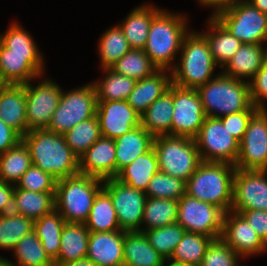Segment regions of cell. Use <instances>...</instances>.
Instances as JSON below:
<instances>
[{
    "label": "cell",
    "instance_id": "9c48e42d",
    "mask_svg": "<svg viewBox=\"0 0 267 266\" xmlns=\"http://www.w3.org/2000/svg\"><path fill=\"white\" fill-rule=\"evenodd\" d=\"M97 94L93 82L64 90L46 130L64 135L79 122L96 115Z\"/></svg>",
    "mask_w": 267,
    "mask_h": 266
},
{
    "label": "cell",
    "instance_id": "7c38bea8",
    "mask_svg": "<svg viewBox=\"0 0 267 266\" xmlns=\"http://www.w3.org/2000/svg\"><path fill=\"white\" fill-rule=\"evenodd\" d=\"M225 212L217 206L200 201L188 194L178 200L179 223L186 232L219 239L222 234Z\"/></svg>",
    "mask_w": 267,
    "mask_h": 266
},
{
    "label": "cell",
    "instance_id": "83f0119b",
    "mask_svg": "<svg viewBox=\"0 0 267 266\" xmlns=\"http://www.w3.org/2000/svg\"><path fill=\"white\" fill-rule=\"evenodd\" d=\"M123 255L124 266H164L165 262L142 231H125Z\"/></svg>",
    "mask_w": 267,
    "mask_h": 266
},
{
    "label": "cell",
    "instance_id": "4fadbf2b",
    "mask_svg": "<svg viewBox=\"0 0 267 266\" xmlns=\"http://www.w3.org/2000/svg\"><path fill=\"white\" fill-rule=\"evenodd\" d=\"M194 140L202 161L236 164L239 142L219 118L206 117Z\"/></svg>",
    "mask_w": 267,
    "mask_h": 266
},
{
    "label": "cell",
    "instance_id": "94428289",
    "mask_svg": "<svg viewBox=\"0 0 267 266\" xmlns=\"http://www.w3.org/2000/svg\"><path fill=\"white\" fill-rule=\"evenodd\" d=\"M250 0H227V6L232 5L239 2H249Z\"/></svg>",
    "mask_w": 267,
    "mask_h": 266
},
{
    "label": "cell",
    "instance_id": "ab89813d",
    "mask_svg": "<svg viewBox=\"0 0 267 266\" xmlns=\"http://www.w3.org/2000/svg\"><path fill=\"white\" fill-rule=\"evenodd\" d=\"M34 229V221L8 212L0 215V250L12 251L23 236Z\"/></svg>",
    "mask_w": 267,
    "mask_h": 266
},
{
    "label": "cell",
    "instance_id": "c3c4849f",
    "mask_svg": "<svg viewBox=\"0 0 267 266\" xmlns=\"http://www.w3.org/2000/svg\"><path fill=\"white\" fill-rule=\"evenodd\" d=\"M257 110H244L224 115L219 119L230 134L240 143L247 129L249 120Z\"/></svg>",
    "mask_w": 267,
    "mask_h": 266
},
{
    "label": "cell",
    "instance_id": "9a60e30c",
    "mask_svg": "<svg viewBox=\"0 0 267 266\" xmlns=\"http://www.w3.org/2000/svg\"><path fill=\"white\" fill-rule=\"evenodd\" d=\"M103 189L110 195L116 210L119 227L123 231H141L145 191L127 186L115 178L103 181Z\"/></svg>",
    "mask_w": 267,
    "mask_h": 266
},
{
    "label": "cell",
    "instance_id": "8d00e7d4",
    "mask_svg": "<svg viewBox=\"0 0 267 266\" xmlns=\"http://www.w3.org/2000/svg\"><path fill=\"white\" fill-rule=\"evenodd\" d=\"M65 224L66 221L56 210L34 221L33 231L53 261L59 255L60 238Z\"/></svg>",
    "mask_w": 267,
    "mask_h": 266
},
{
    "label": "cell",
    "instance_id": "60d3db41",
    "mask_svg": "<svg viewBox=\"0 0 267 266\" xmlns=\"http://www.w3.org/2000/svg\"><path fill=\"white\" fill-rule=\"evenodd\" d=\"M214 239L202 234L185 232L169 260L200 266L207 247Z\"/></svg>",
    "mask_w": 267,
    "mask_h": 266
},
{
    "label": "cell",
    "instance_id": "f1b7e54d",
    "mask_svg": "<svg viewBox=\"0 0 267 266\" xmlns=\"http://www.w3.org/2000/svg\"><path fill=\"white\" fill-rule=\"evenodd\" d=\"M55 210V192H32L15 186L11 212L35 221Z\"/></svg>",
    "mask_w": 267,
    "mask_h": 266
},
{
    "label": "cell",
    "instance_id": "6f0895ef",
    "mask_svg": "<svg viewBox=\"0 0 267 266\" xmlns=\"http://www.w3.org/2000/svg\"><path fill=\"white\" fill-rule=\"evenodd\" d=\"M164 266H193V265L185 264V263H178V262H174L168 259V260H165Z\"/></svg>",
    "mask_w": 267,
    "mask_h": 266
},
{
    "label": "cell",
    "instance_id": "52a82bcc",
    "mask_svg": "<svg viewBox=\"0 0 267 266\" xmlns=\"http://www.w3.org/2000/svg\"><path fill=\"white\" fill-rule=\"evenodd\" d=\"M102 188L103 180L88 175L59 179L55 189V210L66 223L84 224L94 198Z\"/></svg>",
    "mask_w": 267,
    "mask_h": 266
},
{
    "label": "cell",
    "instance_id": "5bb4252c",
    "mask_svg": "<svg viewBox=\"0 0 267 266\" xmlns=\"http://www.w3.org/2000/svg\"><path fill=\"white\" fill-rule=\"evenodd\" d=\"M236 169L267 170V109H258L249 120L242 141Z\"/></svg>",
    "mask_w": 267,
    "mask_h": 266
},
{
    "label": "cell",
    "instance_id": "9f6ffc18",
    "mask_svg": "<svg viewBox=\"0 0 267 266\" xmlns=\"http://www.w3.org/2000/svg\"><path fill=\"white\" fill-rule=\"evenodd\" d=\"M252 5H254L259 11L267 14V0H250Z\"/></svg>",
    "mask_w": 267,
    "mask_h": 266
},
{
    "label": "cell",
    "instance_id": "8fae6325",
    "mask_svg": "<svg viewBox=\"0 0 267 266\" xmlns=\"http://www.w3.org/2000/svg\"><path fill=\"white\" fill-rule=\"evenodd\" d=\"M45 75L23 84L26 93L27 133L32 130L47 129L60 101L63 88L54 79L52 80V77ZM34 81L38 84H34Z\"/></svg>",
    "mask_w": 267,
    "mask_h": 266
},
{
    "label": "cell",
    "instance_id": "4316f807",
    "mask_svg": "<svg viewBox=\"0 0 267 266\" xmlns=\"http://www.w3.org/2000/svg\"><path fill=\"white\" fill-rule=\"evenodd\" d=\"M173 116V83L140 116V125L154 138L171 135Z\"/></svg>",
    "mask_w": 267,
    "mask_h": 266
},
{
    "label": "cell",
    "instance_id": "6da1fadb",
    "mask_svg": "<svg viewBox=\"0 0 267 266\" xmlns=\"http://www.w3.org/2000/svg\"><path fill=\"white\" fill-rule=\"evenodd\" d=\"M17 21L0 33V72L9 84L23 85L46 74V64L34 36Z\"/></svg>",
    "mask_w": 267,
    "mask_h": 266
},
{
    "label": "cell",
    "instance_id": "f546056e",
    "mask_svg": "<svg viewBox=\"0 0 267 266\" xmlns=\"http://www.w3.org/2000/svg\"><path fill=\"white\" fill-rule=\"evenodd\" d=\"M154 137L141 125L114 140L116 146L117 174L140 155L153 147Z\"/></svg>",
    "mask_w": 267,
    "mask_h": 266
},
{
    "label": "cell",
    "instance_id": "8992f818",
    "mask_svg": "<svg viewBox=\"0 0 267 266\" xmlns=\"http://www.w3.org/2000/svg\"><path fill=\"white\" fill-rule=\"evenodd\" d=\"M235 171L230 163L202 161L186 181V194L227 213L232 209Z\"/></svg>",
    "mask_w": 267,
    "mask_h": 266
},
{
    "label": "cell",
    "instance_id": "816d5d0a",
    "mask_svg": "<svg viewBox=\"0 0 267 266\" xmlns=\"http://www.w3.org/2000/svg\"><path fill=\"white\" fill-rule=\"evenodd\" d=\"M22 137L0 119V154L14 147Z\"/></svg>",
    "mask_w": 267,
    "mask_h": 266
},
{
    "label": "cell",
    "instance_id": "7dc6e473",
    "mask_svg": "<svg viewBox=\"0 0 267 266\" xmlns=\"http://www.w3.org/2000/svg\"><path fill=\"white\" fill-rule=\"evenodd\" d=\"M56 182L50 173L31 165L15 186L32 192H55Z\"/></svg>",
    "mask_w": 267,
    "mask_h": 266
},
{
    "label": "cell",
    "instance_id": "b9f144b4",
    "mask_svg": "<svg viewBox=\"0 0 267 266\" xmlns=\"http://www.w3.org/2000/svg\"><path fill=\"white\" fill-rule=\"evenodd\" d=\"M101 129L97 116L79 122L64 134L66 143L80 158L100 137Z\"/></svg>",
    "mask_w": 267,
    "mask_h": 266
},
{
    "label": "cell",
    "instance_id": "680465c9",
    "mask_svg": "<svg viewBox=\"0 0 267 266\" xmlns=\"http://www.w3.org/2000/svg\"><path fill=\"white\" fill-rule=\"evenodd\" d=\"M9 85V83L4 79L2 73L0 72V94L4 91V89Z\"/></svg>",
    "mask_w": 267,
    "mask_h": 266
},
{
    "label": "cell",
    "instance_id": "603a6c76",
    "mask_svg": "<svg viewBox=\"0 0 267 266\" xmlns=\"http://www.w3.org/2000/svg\"><path fill=\"white\" fill-rule=\"evenodd\" d=\"M171 84V71L158 69L151 76L137 80L127 102L141 116L158 97L168 91Z\"/></svg>",
    "mask_w": 267,
    "mask_h": 266
},
{
    "label": "cell",
    "instance_id": "30bf717a",
    "mask_svg": "<svg viewBox=\"0 0 267 266\" xmlns=\"http://www.w3.org/2000/svg\"><path fill=\"white\" fill-rule=\"evenodd\" d=\"M215 17L242 43L267 44V14L250 2L228 5Z\"/></svg>",
    "mask_w": 267,
    "mask_h": 266
},
{
    "label": "cell",
    "instance_id": "d6a6232c",
    "mask_svg": "<svg viewBox=\"0 0 267 266\" xmlns=\"http://www.w3.org/2000/svg\"><path fill=\"white\" fill-rule=\"evenodd\" d=\"M99 70L103 77L92 81L96 90L97 101L127 100L137 80L118 74L110 68Z\"/></svg>",
    "mask_w": 267,
    "mask_h": 266
},
{
    "label": "cell",
    "instance_id": "ba28073f",
    "mask_svg": "<svg viewBox=\"0 0 267 266\" xmlns=\"http://www.w3.org/2000/svg\"><path fill=\"white\" fill-rule=\"evenodd\" d=\"M159 171L187 181L202 162L193 138L157 136L153 141Z\"/></svg>",
    "mask_w": 267,
    "mask_h": 266
},
{
    "label": "cell",
    "instance_id": "277c9868",
    "mask_svg": "<svg viewBox=\"0 0 267 266\" xmlns=\"http://www.w3.org/2000/svg\"><path fill=\"white\" fill-rule=\"evenodd\" d=\"M178 57L171 70L174 85L197 89L218 74L209 43L197 30L191 29L184 37Z\"/></svg>",
    "mask_w": 267,
    "mask_h": 266
},
{
    "label": "cell",
    "instance_id": "e575fe53",
    "mask_svg": "<svg viewBox=\"0 0 267 266\" xmlns=\"http://www.w3.org/2000/svg\"><path fill=\"white\" fill-rule=\"evenodd\" d=\"M100 69L111 68L131 48L120 26L116 23L101 33L97 44Z\"/></svg>",
    "mask_w": 267,
    "mask_h": 266
},
{
    "label": "cell",
    "instance_id": "4dcf8cb0",
    "mask_svg": "<svg viewBox=\"0 0 267 266\" xmlns=\"http://www.w3.org/2000/svg\"><path fill=\"white\" fill-rule=\"evenodd\" d=\"M159 171L153 147L122 168L115 179L132 188L146 191L152 177Z\"/></svg>",
    "mask_w": 267,
    "mask_h": 266
},
{
    "label": "cell",
    "instance_id": "3957f363",
    "mask_svg": "<svg viewBox=\"0 0 267 266\" xmlns=\"http://www.w3.org/2000/svg\"><path fill=\"white\" fill-rule=\"evenodd\" d=\"M22 140L30 151L32 165L57 180L79 174V158L69 148L64 135L46 129L32 130Z\"/></svg>",
    "mask_w": 267,
    "mask_h": 266
},
{
    "label": "cell",
    "instance_id": "681fc988",
    "mask_svg": "<svg viewBox=\"0 0 267 266\" xmlns=\"http://www.w3.org/2000/svg\"><path fill=\"white\" fill-rule=\"evenodd\" d=\"M252 104L267 109V69L262 66L249 82Z\"/></svg>",
    "mask_w": 267,
    "mask_h": 266
},
{
    "label": "cell",
    "instance_id": "5b68a950",
    "mask_svg": "<svg viewBox=\"0 0 267 266\" xmlns=\"http://www.w3.org/2000/svg\"><path fill=\"white\" fill-rule=\"evenodd\" d=\"M218 74L196 90L206 117L220 118L244 110H258L252 104L249 83Z\"/></svg>",
    "mask_w": 267,
    "mask_h": 266
},
{
    "label": "cell",
    "instance_id": "836d02e7",
    "mask_svg": "<svg viewBox=\"0 0 267 266\" xmlns=\"http://www.w3.org/2000/svg\"><path fill=\"white\" fill-rule=\"evenodd\" d=\"M84 225L90 232L121 230L112 199L103 188L95 196L91 212Z\"/></svg>",
    "mask_w": 267,
    "mask_h": 266
},
{
    "label": "cell",
    "instance_id": "91938a15",
    "mask_svg": "<svg viewBox=\"0 0 267 266\" xmlns=\"http://www.w3.org/2000/svg\"><path fill=\"white\" fill-rule=\"evenodd\" d=\"M0 266H14L8 259V257L0 256Z\"/></svg>",
    "mask_w": 267,
    "mask_h": 266
},
{
    "label": "cell",
    "instance_id": "d4e9b609",
    "mask_svg": "<svg viewBox=\"0 0 267 266\" xmlns=\"http://www.w3.org/2000/svg\"><path fill=\"white\" fill-rule=\"evenodd\" d=\"M205 31H199L208 41L212 57L219 70L233 57L242 42L215 17L208 16Z\"/></svg>",
    "mask_w": 267,
    "mask_h": 266
},
{
    "label": "cell",
    "instance_id": "f35d334b",
    "mask_svg": "<svg viewBox=\"0 0 267 266\" xmlns=\"http://www.w3.org/2000/svg\"><path fill=\"white\" fill-rule=\"evenodd\" d=\"M11 253L14 261L8 259L14 266H55L34 231L23 236Z\"/></svg>",
    "mask_w": 267,
    "mask_h": 266
},
{
    "label": "cell",
    "instance_id": "7a4b0ae2",
    "mask_svg": "<svg viewBox=\"0 0 267 266\" xmlns=\"http://www.w3.org/2000/svg\"><path fill=\"white\" fill-rule=\"evenodd\" d=\"M188 17L187 13L162 8L152 18L143 50L158 69L171 71L175 67L183 39L192 29Z\"/></svg>",
    "mask_w": 267,
    "mask_h": 266
},
{
    "label": "cell",
    "instance_id": "1f68e13d",
    "mask_svg": "<svg viewBox=\"0 0 267 266\" xmlns=\"http://www.w3.org/2000/svg\"><path fill=\"white\" fill-rule=\"evenodd\" d=\"M90 231L84 224L66 223L61 233L58 258L54 263H67L86 258Z\"/></svg>",
    "mask_w": 267,
    "mask_h": 266
},
{
    "label": "cell",
    "instance_id": "e0dca14e",
    "mask_svg": "<svg viewBox=\"0 0 267 266\" xmlns=\"http://www.w3.org/2000/svg\"><path fill=\"white\" fill-rule=\"evenodd\" d=\"M232 211H267V170L236 169Z\"/></svg>",
    "mask_w": 267,
    "mask_h": 266
},
{
    "label": "cell",
    "instance_id": "2e32d148",
    "mask_svg": "<svg viewBox=\"0 0 267 266\" xmlns=\"http://www.w3.org/2000/svg\"><path fill=\"white\" fill-rule=\"evenodd\" d=\"M206 118L196 89L173 84L171 136L195 138Z\"/></svg>",
    "mask_w": 267,
    "mask_h": 266
},
{
    "label": "cell",
    "instance_id": "44dd1931",
    "mask_svg": "<svg viewBox=\"0 0 267 266\" xmlns=\"http://www.w3.org/2000/svg\"><path fill=\"white\" fill-rule=\"evenodd\" d=\"M125 231L90 232L86 258L96 266H124Z\"/></svg>",
    "mask_w": 267,
    "mask_h": 266
},
{
    "label": "cell",
    "instance_id": "7402d4cb",
    "mask_svg": "<svg viewBox=\"0 0 267 266\" xmlns=\"http://www.w3.org/2000/svg\"><path fill=\"white\" fill-rule=\"evenodd\" d=\"M266 51L267 44L243 43L220 71L249 83L263 66Z\"/></svg>",
    "mask_w": 267,
    "mask_h": 266
},
{
    "label": "cell",
    "instance_id": "7bdbcfd3",
    "mask_svg": "<svg viewBox=\"0 0 267 266\" xmlns=\"http://www.w3.org/2000/svg\"><path fill=\"white\" fill-rule=\"evenodd\" d=\"M110 69L136 80L149 77L158 70L142 49H130Z\"/></svg>",
    "mask_w": 267,
    "mask_h": 266
},
{
    "label": "cell",
    "instance_id": "f907efd6",
    "mask_svg": "<svg viewBox=\"0 0 267 266\" xmlns=\"http://www.w3.org/2000/svg\"><path fill=\"white\" fill-rule=\"evenodd\" d=\"M241 214L267 245V211L246 210L242 211Z\"/></svg>",
    "mask_w": 267,
    "mask_h": 266
},
{
    "label": "cell",
    "instance_id": "ffe728a7",
    "mask_svg": "<svg viewBox=\"0 0 267 266\" xmlns=\"http://www.w3.org/2000/svg\"><path fill=\"white\" fill-rule=\"evenodd\" d=\"M116 146L113 139L101 136L80 158L79 174L100 180L117 176Z\"/></svg>",
    "mask_w": 267,
    "mask_h": 266
},
{
    "label": "cell",
    "instance_id": "74e56055",
    "mask_svg": "<svg viewBox=\"0 0 267 266\" xmlns=\"http://www.w3.org/2000/svg\"><path fill=\"white\" fill-rule=\"evenodd\" d=\"M32 165L30 151L23 140L0 154V180L16 185Z\"/></svg>",
    "mask_w": 267,
    "mask_h": 266
},
{
    "label": "cell",
    "instance_id": "db71d44e",
    "mask_svg": "<svg viewBox=\"0 0 267 266\" xmlns=\"http://www.w3.org/2000/svg\"><path fill=\"white\" fill-rule=\"evenodd\" d=\"M200 6L204 8H211L210 16H215L219 11L224 10L227 6V0H195Z\"/></svg>",
    "mask_w": 267,
    "mask_h": 266
},
{
    "label": "cell",
    "instance_id": "bcb514c9",
    "mask_svg": "<svg viewBox=\"0 0 267 266\" xmlns=\"http://www.w3.org/2000/svg\"><path fill=\"white\" fill-rule=\"evenodd\" d=\"M241 258L221 238L213 240L207 247L200 266H241Z\"/></svg>",
    "mask_w": 267,
    "mask_h": 266
},
{
    "label": "cell",
    "instance_id": "6125c7cd",
    "mask_svg": "<svg viewBox=\"0 0 267 266\" xmlns=\"http://www.w3.org/2000/svg\"><path fill=\"white\" fill-rule=\"evenodd\" d=\"M263 66L267 69V51L264 57V62H263Z\"/></svg>",
    "mask_w": 267,
    "mask_h": 266
},
{
    "label": "cell",
    "instance_id": "ee69618b",
    "mask_svg": "<svg viewBox=\"0 0 267 266\" xmlns=\"http://www.w3.org/2000/svg\"><path fill=\"white\" fill-rule=\"evenodd\" d=\"M149 244L165 259L171 258L175 247L183 238L186 230L179 224L173 223L164 227L141 230Z\"/></svg>",
    "mask_w": 267,
    "mask_h": 266
},
{
    "label": "cell",
    "instance_id": "cb8c5ba5",
    "mask_svg": "<svg viewBox=\"0 0 267 266\" xmlns=\"http://www.w3.org/2000/svg\"><path fill=\"white\" fill-rule=\"evenodd\" d=\"M162 8L152 2L142 4L130 10L122 21L117 23L122 29L131 49H144L152 18Z\"/></svg>",
    "mask_w": 267,
    "mask_h": 266
},
{
    "label": "cell",
    "instance_id": "f6af8a7d",
    "mask_svg": "<svg viewBox=\"0 0 267 266\" xmlns=\"http://www.w3.org/2000/svg\"><path fill=\"white\" fill-rule=\"evenodd\" d=\"M150 198L179 200L186 193V181L158 171L145 191Z\"/></svg>",
    "mask_w": 267,
    "mask_h": 266
},
{
    "label": "cell",
    "instance_id": "f5cc1de1",
    "mask_svg": "<svg viewBox=\"0 0 267 266\" xmlns=\"http://www.w3.org/2000/svg\"><path fill=\"white\" fill-rule=\"evenodd\" d=\"M15 185L0 180V215L11 212Z\"/></svg>",
    "mask_w": 267,
    "mask_h": 266
},
{
    "label": "cell",
    "instance_id": "484cf974",
    "mask_svg": "<svg viewBox=\"0 0 267 266\" xmlns=\"http://www.w3.org/2000/svg\"><path fill=\"white\" fill-rule=\"evenodd\" d=\"M0 119L21 137L27 133L24 85L9 84L0 94Z\"/></svg>",
    "mask_w": 267,
    "mask_h": 266
},
{
    "label": "cell",
    "instance_id": "11a10c76",
    "mask_svg": "<svg viewBox=\"0 0 267 266\" xmlns=\"http://www.w3.org/2000/svg\"><path fill=\"white\" fill-rule=\"evenodd\" d=\"M55 266H96L88 258H84L78 261H71L67 263H55Z\"/></svg>",
    "mask_w": 267,
    "mask_h": 266
},
{
    "label": "cell",
    "instance_id": "ac0fdd59",
    "mask_svg": "<svg viewBox=\"0 0 267 266\" xmlns=\"http://www.w3.org/2000/svg\"><path fill=\"white\" fill-rule=\"evenodd\" d=\"M220 238L241 258L267 254V245L241 213L232 210L225 213Z\"/></svg>",
    "mask_w": 267,
    "mask_h": 266
},
{
    "label": "cell",
    "instance_id": "d590c367",
    "mask_svg": "<svg viewBox=\"0 0 267 266\" xmlns=\"http://www.w3.org/2000/svg\"><path fill=\"white\" fill-rule=\"evenodd\" d=\"M178 200L147 197L141 230L164 227L177 223Z\"/></svg>",
    "mask_w": 267,
    "mask_h": 266
},
{
    "label": "cell",
    "instance_id": "d6986e66",
    "mask_svg": "<svg viewBox=\"0 0 267 266\" xmlns=\"http://www.w3.org/2000/svg\"><path fill=\"white\" fill-rule=\"evenodd\" d=\"M96 116L102 136L113 140L140 126V115L127 100L98 101Z\"/></svg>",
    "mask_w": 267,
    "mask_h": 266
}]
</instances>
